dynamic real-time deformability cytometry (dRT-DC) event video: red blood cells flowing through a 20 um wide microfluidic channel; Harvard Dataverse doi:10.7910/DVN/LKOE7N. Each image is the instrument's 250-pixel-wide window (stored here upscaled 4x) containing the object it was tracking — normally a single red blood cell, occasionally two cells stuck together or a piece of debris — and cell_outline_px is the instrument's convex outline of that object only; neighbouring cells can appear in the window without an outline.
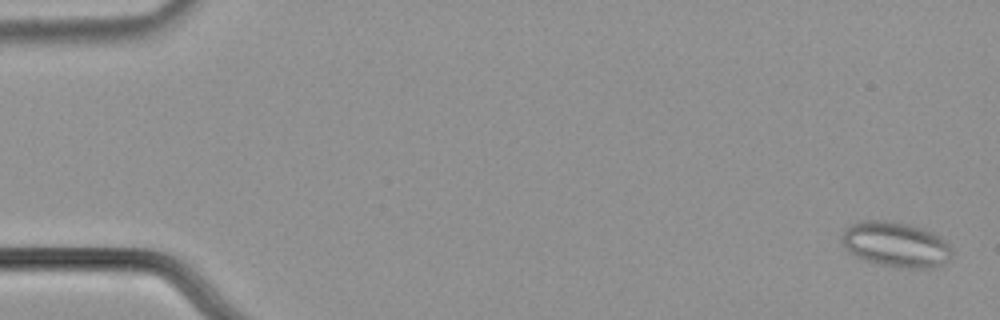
{"species": "common noctule bat (a hibernating species)", "species_latin": "Nyctalus noctula", "temperature_condition": "cold", "stored_images_in_passage": 58, "segment_of_instrument_passage": [1, 2], "camera_frame_rate_fps": 3000, "um_per_image_px": 0.085, "animal": {"sex": "male", "body_mass_g": 21.5, "forearm_length_mm": 52.0}, "frame": {"image": 1, "passage_image": 2, "time_ms": 0.333, "image_size_px": [1000, 320], "cell_outline_px": [[952, 256], [948, 260], [932, 268], [908, 268], [880, 264], [864, 260], [848, 252], [840, 240], [840, 236], [852, 224], [860, 220], [880, 220], [908, 224], [932, 232], [940, 236], [952, 248]], "centroid_in_image_um": [76.13, 20.78], "position_along_channel_um": 8.9, "area_um2": 28.84}}